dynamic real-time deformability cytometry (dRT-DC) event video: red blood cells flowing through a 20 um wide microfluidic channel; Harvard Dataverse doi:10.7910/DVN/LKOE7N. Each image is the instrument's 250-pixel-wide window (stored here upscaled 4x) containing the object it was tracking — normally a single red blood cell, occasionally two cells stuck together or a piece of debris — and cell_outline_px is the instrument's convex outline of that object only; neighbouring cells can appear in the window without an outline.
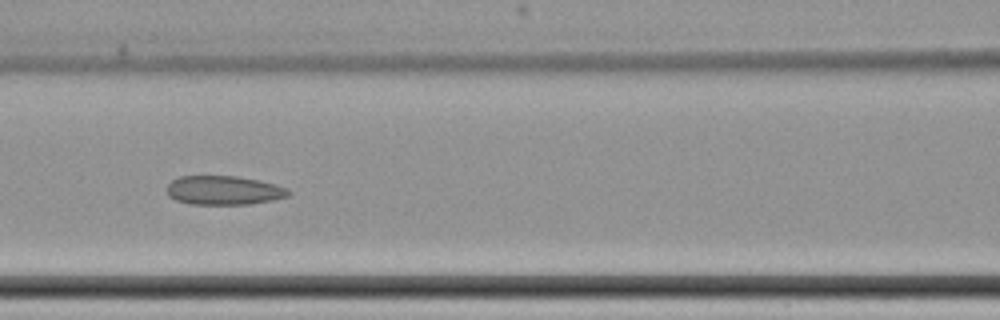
{"species": "common noctule bat (a hibernating species)", "species_latin": "Nyctalus noctula", "temperature_condition": "cold", "stored_images_in_passage": 12, "camera_frame_rate_fps": 3000, "um_per_image_px": 0.085, "animal": {"sex": "female", "body_mass_g": 22.7, "forearm_length_mm": 54.2}, "frame": {"image": 1, "passage_image": 9, "time_ms": 10.667, "image_size_px": [1000, 320], "cell_outline_px": [[292, 192], [288, 196], [272, 200], [248, 204], [188, 204], [176, 200], [168, 196], [168, 184], [172, 180], [180, 176], [236, 176], [276, 184], [288, 188]], "centroid_in_image_um": [19.03, 16.18], "position_along_channel_um": 147.6, "area_um2": 20.52}}
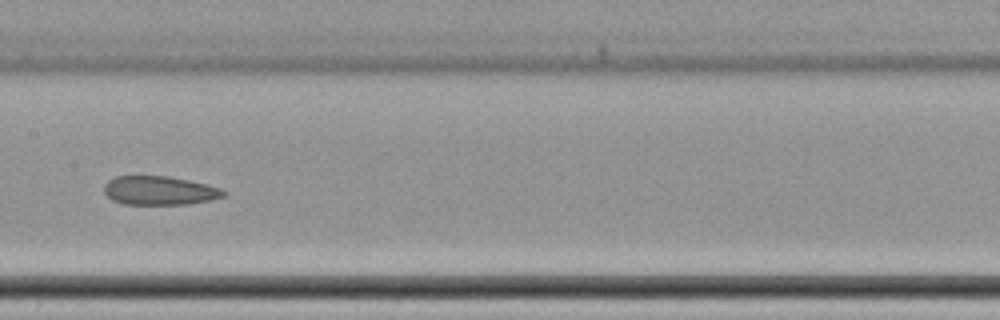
{"frame": {"image": 2, "passage_image": 10, "time_ms": 12.0, "image_size_px": [1000, 320], "cell_outline_px": [[228, 192], [224, 196], [212, 200], [188, 204], [124, 204], [112, 200], [104, 192], [104, 184], [108, 180], [116, 176], [168, 176], [188, 180], [220, 188]], "centroid_in_image_um": [13.55, 16.2], "position_along_channel_um": 193.8, "area_um2": 20.06}}
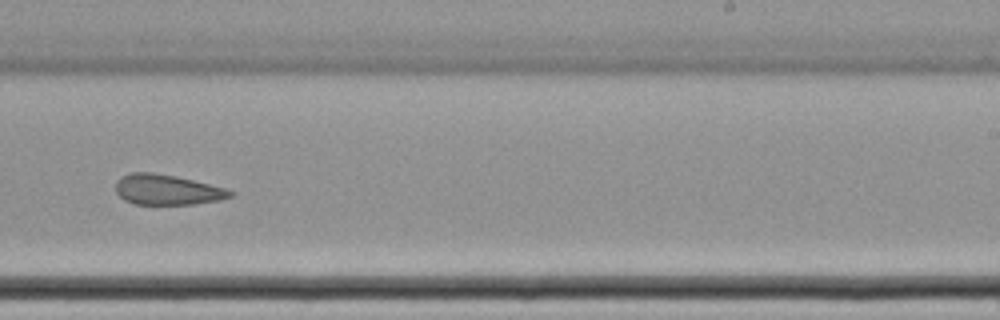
{"frame": {"image": 3, "passage_image": 12, "time_ms": 14.333, "image_size_px": [1000, 320], "cell_outline_px": [[236, 192], [232, 196], [220, 200], [192, 204], [136, 204], [124, 200], [116, 192], [116, 180], [120, 176], [132, 172], [152, 172], [176, 176], [224, 188]], "centroid_in_image_um": [14.18, 16.12], "position_along_channel_um": 274.8, "area_um2": 20.17}}